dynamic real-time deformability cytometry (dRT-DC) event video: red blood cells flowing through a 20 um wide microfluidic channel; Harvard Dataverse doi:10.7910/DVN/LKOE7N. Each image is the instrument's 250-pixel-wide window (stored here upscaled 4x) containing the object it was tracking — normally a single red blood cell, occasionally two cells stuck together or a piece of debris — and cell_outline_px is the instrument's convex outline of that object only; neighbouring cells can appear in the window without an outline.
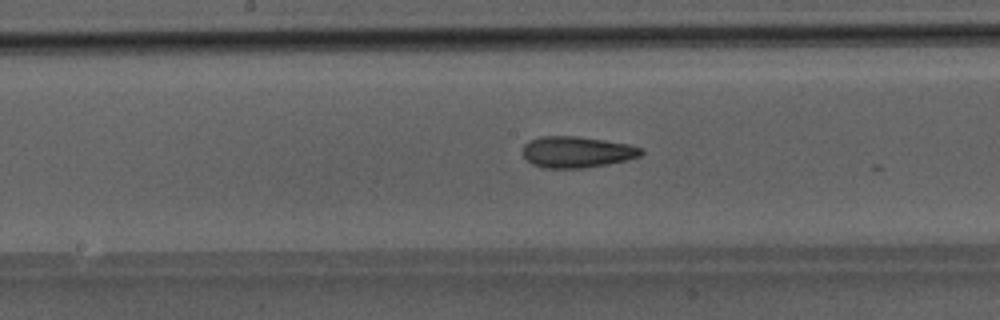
{"species": "Egyptian fruit bat (a non-hibernating species)", "species_latin": "Rousettus aegyptiacus", "temperature_condition": "room temperature", "stored_images_in_passage": 16, "camera_frame_rate_fps": 3000, "um_per_image_px": 0.085, "animal": {"sex": "male"}, "frame": {"image": 1, "passage_image": 13, "time_ms": 4.0, "image_size_px": [1000, 320], "cell_outline_px": [[644, 152], [640, 156], [608, 164], [584, 168], [544, 168], [532, 164], [524, 156], [524, 144], [540, 136], [580, 136], [628, 144], [644, 148]], "centroid_in_image_um": [49.06, 12.92], "position_along_channel_um": 199.1, "area_um2": 21.5}}